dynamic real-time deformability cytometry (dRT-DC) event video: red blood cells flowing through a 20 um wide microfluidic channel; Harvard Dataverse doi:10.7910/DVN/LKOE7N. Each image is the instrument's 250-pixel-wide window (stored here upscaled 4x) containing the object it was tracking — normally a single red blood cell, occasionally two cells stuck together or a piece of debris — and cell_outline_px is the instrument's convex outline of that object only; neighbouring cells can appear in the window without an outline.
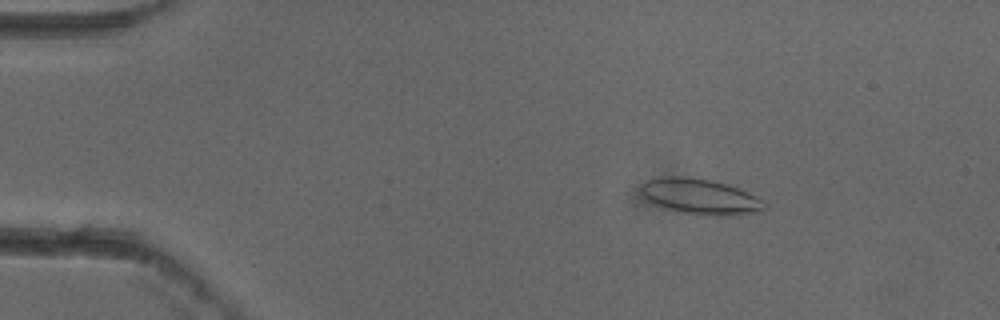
{"species": "common noctule bat (a hibernating species)", "species_latin": "Nyctalus noctula", "temperature_condition": "cold", "stored_images_in_passage": 53, "camera_frame_rate_fps": 3000, "um_per_image_px": 0.085, "animal": {"sex": "female"}, "frame": {"image": 1, "passage_image": 8, "time_ms": 2.333, "image_size_px": [1000, 320], "cell_outline_px": [[768, 208], [752, 212], [728, 216], [720, 216], [684, 212], [668, 208], [656, 204], [644, 196], [640, 192], [640, 184], [648, 180], [664, 176], [680, 176], [712, 180], [748, 192], [764, 200], [768, 204]], "centroid_in_image_um": [59.54, 16.69], "position_along_channel_um": 25.5, "area_um2": 25.14}}
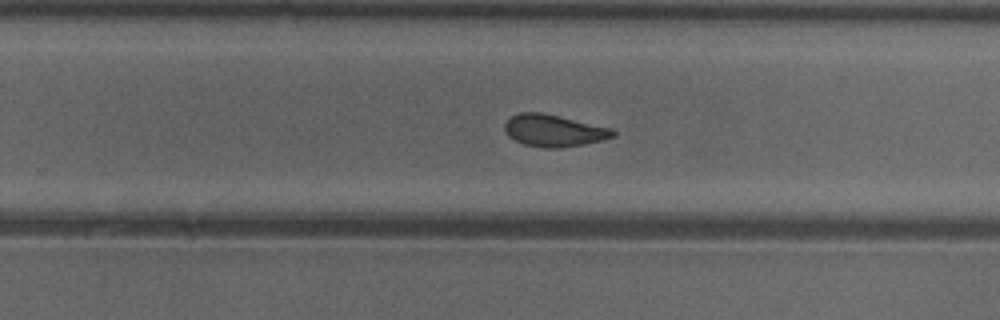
{"frame": {"image": 2, "passage_image": 34, "time_ms": 11.0, "image_size_px": [1000, 320], "cell_outline_px": [[616, 136], [604, 140], [584, 144], [560, 148], [544, 148], [524, 144], [508, 136], [504, 128], [504, 124], [512, 116], [520, 112], [540, 112], [612, 128], [616, 132]], "centroid_in_image_um": [47.1, 11.11], "position_along_channel_um": 282.7, "area_um2": 20.11}}
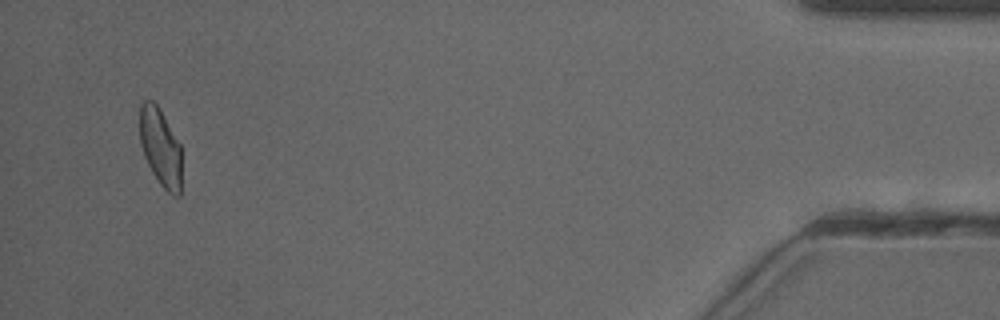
{"frame": {"image": 3, "passage_image": 51, "time_ms": 16.667, "image_size_px": [1000, 320], "cell_outline_px": [[180, 196], [172, 196], [160, 184], [152, 172], [144, 156], [140, 144], [140, 104], [144, 100], [152, 100], [156, 104], [180, 144]], "centroid_in_image_um": [13.62, 12.53], "position_along_channel_um": 421.6, "area_um2": 18.73}, "authors_computed_cell_mechanics": {"area_um2": 20.6346, "velocity_mm_per_s": 3.8582, "shape_relaxation_time_tau1_ms": 7.5458, "shape_relaxation_time_tau2_ms": 1.5015, "deformation_change_tau1": 0.1491, "deformation_change_tau2": 0.0799}}